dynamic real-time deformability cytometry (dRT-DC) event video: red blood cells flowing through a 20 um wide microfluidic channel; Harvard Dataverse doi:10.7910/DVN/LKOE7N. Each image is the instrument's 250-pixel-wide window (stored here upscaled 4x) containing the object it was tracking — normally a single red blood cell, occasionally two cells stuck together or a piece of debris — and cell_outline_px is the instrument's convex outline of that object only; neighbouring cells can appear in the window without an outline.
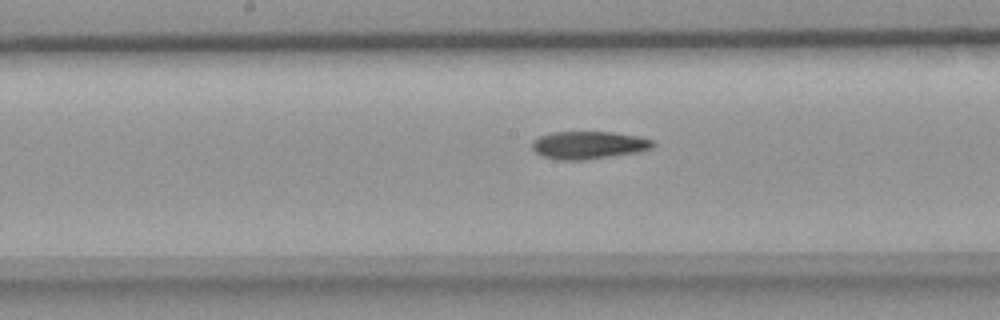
{"species": "common noctule bat (a hibernating species)", "species_latin": "Nyctalus noctula", "temperature_condition": "room temperature", "stored_images_in_passage": 29, "camera_frame_rate_fps": 3000, "um_per_image_px": 0.085, "animal": {"sex": "female", "body_mass_g": 18.4}, "frame": {"image": 1, "passage_image": 17, "time_ms": 5.333, "image_size_px": [1000, 320], "cell_outline_px": [[656, 144], [652, 148], [640, 152], [584, 160], [560, 160], [540, 156], [532, 148], [532, 140], [540, 136], [552, 132], [612, 132], [636, 136], [652, 140]], "centroid_in_image_um": [50.02, 12.34], "position_along_channel_um": 198.2, "area_um2": 19.59}}
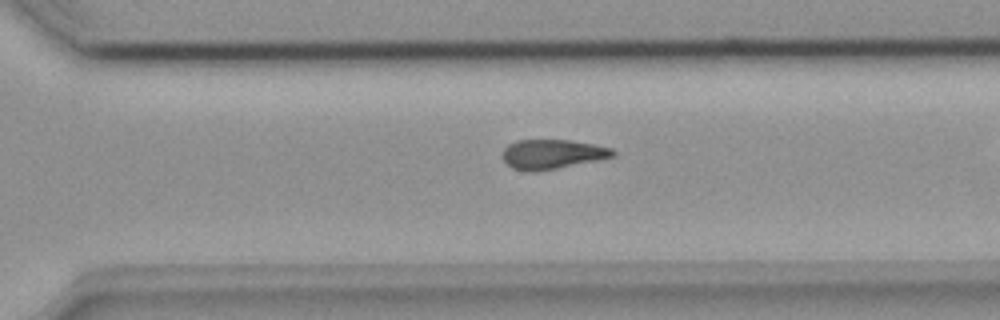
{"frame": {"image": 2, "passage_image": 25, "time_ms": 8.0, "image_size_px": [1000, 320], "cell_outline_px": [[616, 156], [600, 160], [536, 172], [532, 172], [512, 168], [500, 156], [504, 148], [508, 144], [516, 140], [568, 140], [592, 144], [612, 148], [616, 152]], "centroid_in_image_um": [46.93, 13.11], "position_along_channel_um": 323.7, "area_um2": 19.13}}